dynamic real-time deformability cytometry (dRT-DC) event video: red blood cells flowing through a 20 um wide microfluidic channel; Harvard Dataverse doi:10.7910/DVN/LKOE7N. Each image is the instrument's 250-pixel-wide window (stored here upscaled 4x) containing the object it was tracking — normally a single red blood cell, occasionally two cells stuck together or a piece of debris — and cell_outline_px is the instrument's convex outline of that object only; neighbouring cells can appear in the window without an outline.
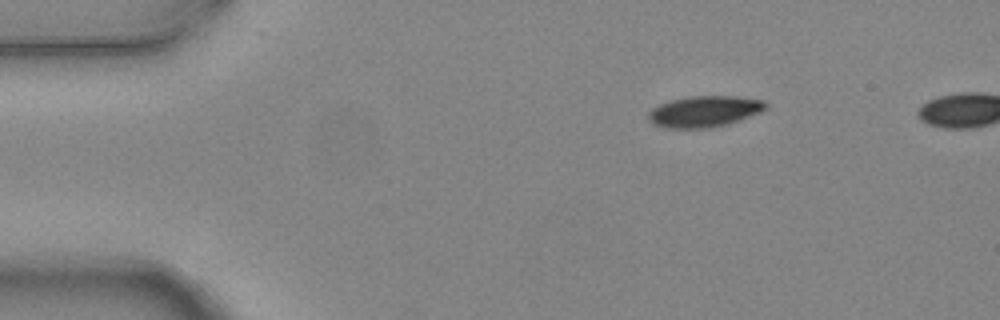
{"species": "common noctule bat (a hibernating species)", "species_latin": "Nyctalus noctula", "temperature_condition": "warm", "stored_images_in_passage": 6, "segment_of_instrument_passage": [2, 2], "camera_frame_rate_fps": 3000, "um_per_image_px": 0.085, "animal": {"sex": "female", "body_mass_g": 24.6, "forearm_length_mm": 56.2}, "frame": {"image": 1, "passage_image": 6, "time_ms": 1.667, "image_size_px": [1000, 320], "cell_outline_px": [[768, 108], [760, 112], [728, 124], [712, 128], [668, 128], [652, 124], [648, 120], [648, 112], [652, 108], [660, 104], [672, 100], [688, 96], [736, 96], [764, 100], [768, 104]], "centroid_in_image_um": [59.88, 9.47], "position_along_channel_um": 25.1, "area_um2": 21.44}}